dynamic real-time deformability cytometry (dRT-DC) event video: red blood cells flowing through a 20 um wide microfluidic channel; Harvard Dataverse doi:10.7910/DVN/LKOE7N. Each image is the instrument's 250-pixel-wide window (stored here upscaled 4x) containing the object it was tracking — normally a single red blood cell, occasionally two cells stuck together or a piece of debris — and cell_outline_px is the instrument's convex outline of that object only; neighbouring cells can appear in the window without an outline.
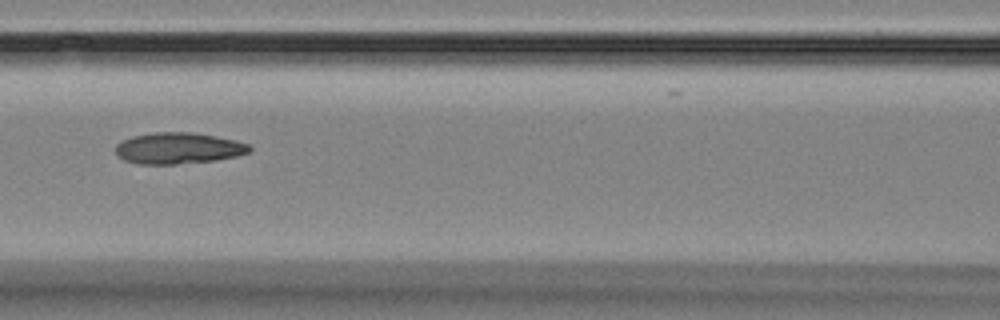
{"species": "Egyptian fruit bat (a non-hibernating species)", "species_latin": "Rousettus aegyptiacus", "temperature_condition": "room temperature", "stored_images_in_passage": 8, "camera_frame_rate_fps": 3000, "um_per_image_px": 0.085, "animal": {"sex": "female"}, "frame": {"image": 1, "passage_image": 4, "time_ms": 4.333, "image_size_px": [1000, 320], "cell_outline_px": [[252, 152], [236, 156], [216, 160], [176, 164], [136, 164], [124, 160], [116, 152], [116, 144], [132, 136], [152, 132], [192, 132], [216, 136], [236, 140], [248, 144], [252, 148]], "centroid_in_image_um": [15.18, 12.59], "position_along_channel_um": 151.4, "area_um2": 24.51}}
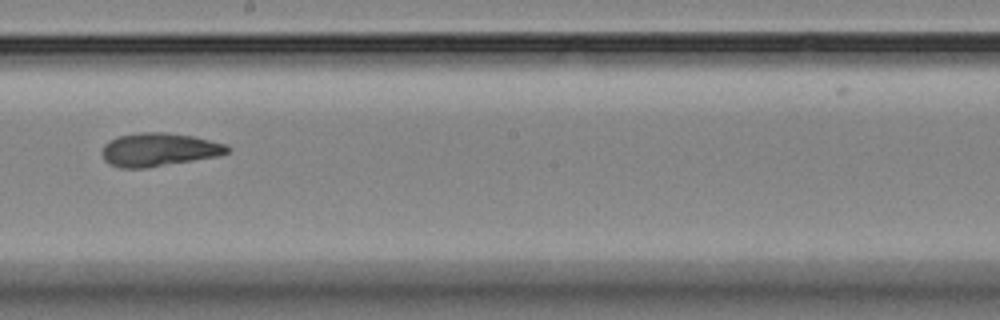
{"frame": {"image": 2, "passage_image": 6, "time_ms": 6.667, "image_size_px": [1000, 320], "cell_outline_px": [[232, 148], [228, 152], [220, 156], [148, 168], [120, 168], [108, 164], [104, 160], [100, 152], [104, 144], [120, 136], [140, 132], [164, 132], [192, 136], [228, 144]], "centroid_in_image_um": [13.52, 12.73], "position_along_channel_um": 234.7, "area_um2": 24.62}}
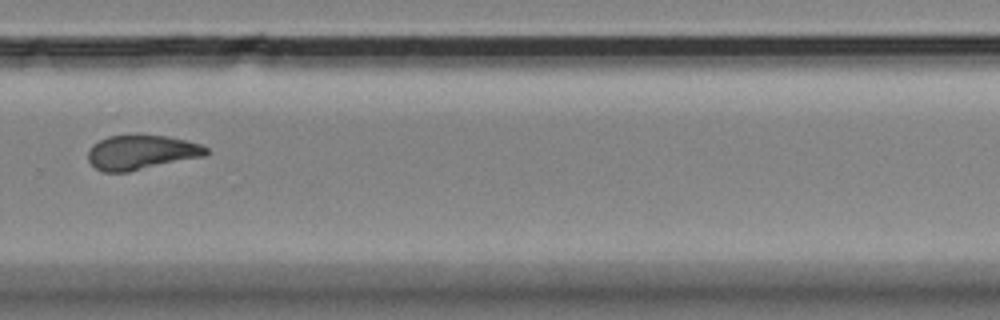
{"frame": {"image": 3, "passage_image": 8, "time_ms": 9.0, "image_size_px": [1000, 320], "cell_outline_px": [[208, 152], [204, 156], [128, 172], [104, 172], [96, 168], [88, 160], [88, 152], [92, 144], [108, 136], [136, 132], [168, 136], [188, 140], [200, 144], [208, 148]], "centroid_in_image_um": [12.0, 12.9], "position_along_channel_um": 317.8, "area_um2": 24.39}}